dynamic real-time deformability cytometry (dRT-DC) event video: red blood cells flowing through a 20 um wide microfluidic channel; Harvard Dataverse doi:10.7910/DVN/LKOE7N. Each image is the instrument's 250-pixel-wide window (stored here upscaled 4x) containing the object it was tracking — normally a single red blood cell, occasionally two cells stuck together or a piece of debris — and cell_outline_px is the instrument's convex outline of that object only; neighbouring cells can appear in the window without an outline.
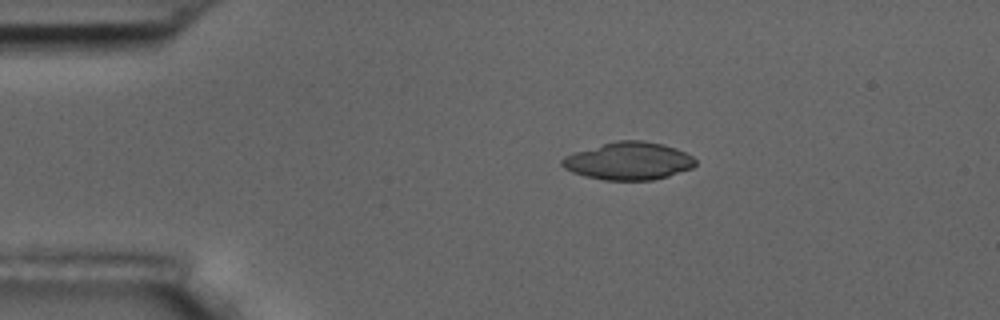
{"species": "common noctule bat (a hibernating species)", "species_latin": "Nyctalus noctula", "temperature_condition": "room temperature", "stored_images_in_passage": 8, "camera_frame_rate_fps": 3000, "um_per_image_px": 0.085, "animal": {"sex": "male", "body_mass_g": 17.5, "forearm_length_mm": 52.3}, "frame": {"image": 1, "passage_image": 1, "time_ms": 0.0, "image_size_px": [1000, 320], "cell_outline_px": [[696, 164], [692, 168], [668, 176], [652, 180], [604, 180], [584, 176], [572, 172], [564, 168], [560, 164], [560, 160], [564, 156], [576, 152], [616, 140], [644, 140], [664, 144], [676, 148], [692, 156], [696, 160]], "centroid_in_image_um": [53.43, 13.68], "position_along_channel_um": 31.6, "area_um2": 29.3}}
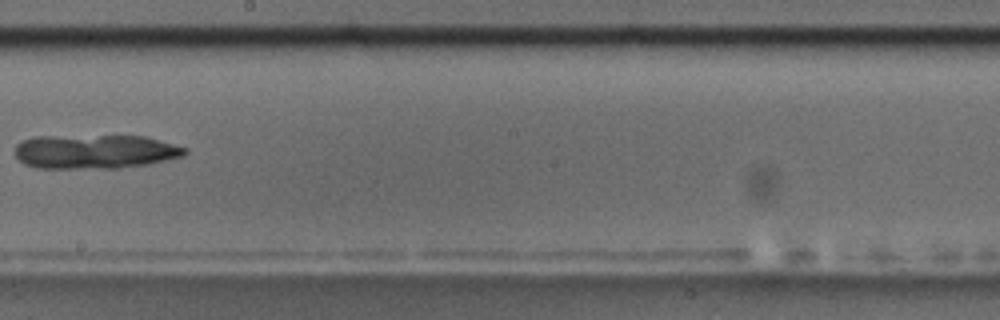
{"frame": {"image": 2, "passage_image": 7, "time_ms": 7.0, "image_size_px": [1000, 320], "cell_outline_px": [[188, 152], [184, 156], [148, 164], [120, 168], [36, 168], [24, 164], [12, 152], [16, 144], [20, 140], [36, 136], [144, 136], [188, 148]], "centroid_in_image_um": [8.03, 12.89], "position_along_channel_um": 240.2, "area_um2": 34.1}}
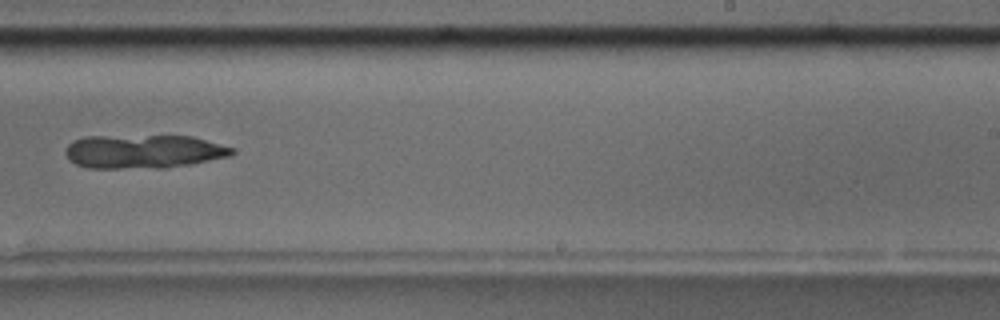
{"frame": {"image": 3, "passage_image": 8, "time_ms": 8.0, "image_size_px": [1000, 320], "cell_outline_px": [[236, 152], [228, 156], [168, 168], [88, 168], [76, 164], [68, 160], [64, 152], [68, 144], [72, 140], [84, 136], [192, 136], [236, 148]], "centroid_in_image_um": [12.16, 12.87], "position_along_channel_um": 276.8, "area_um2": 32.89}}